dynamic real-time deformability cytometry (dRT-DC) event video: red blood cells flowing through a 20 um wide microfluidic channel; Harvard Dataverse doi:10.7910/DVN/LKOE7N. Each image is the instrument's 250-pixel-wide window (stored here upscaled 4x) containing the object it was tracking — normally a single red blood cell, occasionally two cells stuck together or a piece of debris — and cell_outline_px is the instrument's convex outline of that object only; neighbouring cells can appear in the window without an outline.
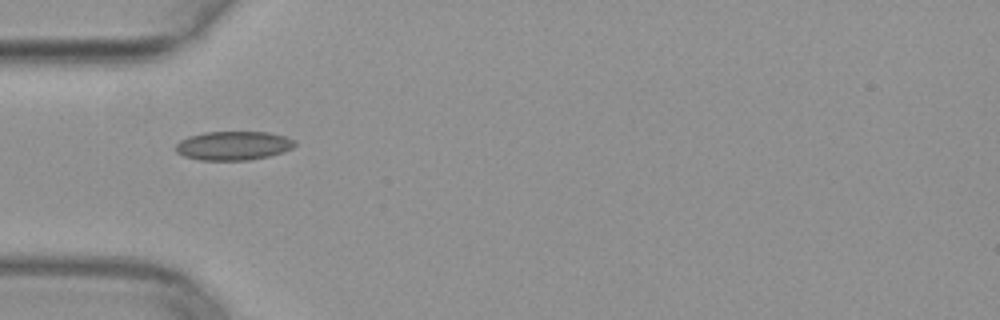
{"species": "common noctule bat (a hibernating species)", "species_latin": "Nyctalus noctula", "temperature_condition": "warm", "stored_images_in_passage": 35, "camera_frame_rate_fps": 3000, "um_per_image_px": 0.085, "animal": {"sex": "female", "body_mass_g": 29.2, "forearm_length_mm": 56.3}, "frame": {"image": 1, "passage_image": 1, "time_ms": 0.0, "image_size_px": [1000, 320], "cell_outline_px": [[296, 144], [292, 148], [284, 152], [268, 156], [248, 160], [200, 160], [184, 156], [176, 152], [176, 144], [180, 140], [188, 136], [204, 132], [268, 132], [284, 136], [296, 140]], "centroid_in_image_um": [19.84, 12.38], "position_along_channel_um": 65.2, "area_um2": 20.11}}
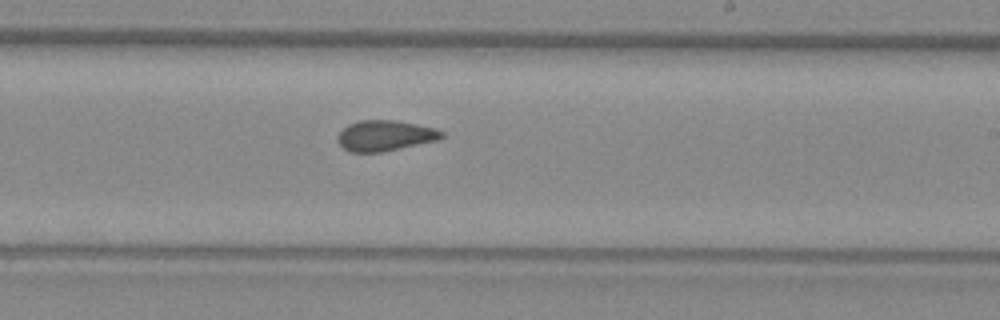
{"frame": {"image": 2, "passage_image": 15, "time_ms": 4.667, "image_size_px": [1000, 320], "cell_outline_px": [[444, 136], [436, 140], [400, 148], [380, 152], [348, 152], [336, 140], [336, 136], [348, 124], [360, 120], [392, 120], [416, 124], [436, 128], [444, 132]], "centroid_in_image_um": [32.7, 11.52], "position_along_channel_um": 256.3, "area_um2": 18.44}}
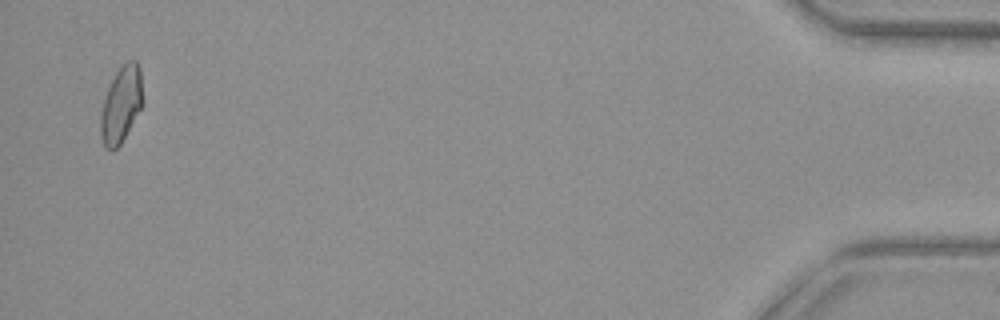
{"frame": {"image": 3, "passage_image": 34, "time_ms": 11.0, "image_size_px": [1000, 320], "cell_outline_px": [[144, 104], [120, 144], [112, 152], [104, 148], [100, 136], [100, 112], [104, 96], [116, 72], [128, 60], [136, 60], [140, 68], [144, 100]], "centroid_in_image_um": [10.3, 8.91], "position_along_channel_um": 424.9, "area_um2": 19.07}}